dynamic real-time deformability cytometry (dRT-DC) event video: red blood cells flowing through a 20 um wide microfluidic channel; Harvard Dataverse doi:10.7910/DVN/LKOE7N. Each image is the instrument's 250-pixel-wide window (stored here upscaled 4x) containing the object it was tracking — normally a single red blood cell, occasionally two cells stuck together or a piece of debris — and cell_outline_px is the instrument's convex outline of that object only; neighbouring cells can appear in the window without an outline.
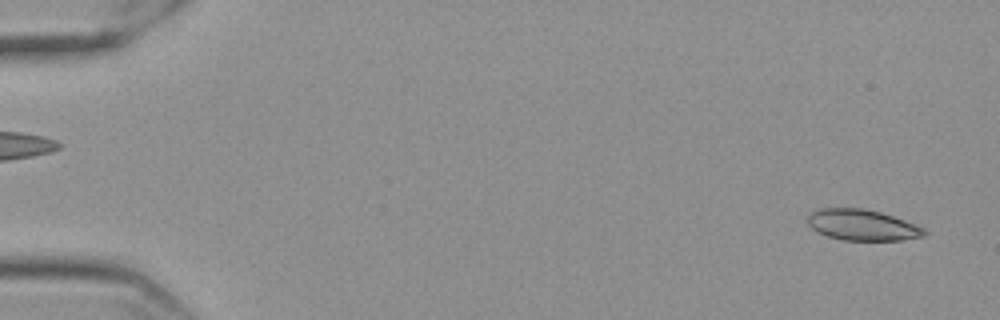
{"species": "Egyptian fruit bat (a non-hibernating species)", "species_latin": "Rousettus aegyptiacus", "temperature_condition": "cold", "stored_images_in_passage": 56, "camera_frame_rate_fps": 3000, "um_per_image_px": 0.085, "frame": {"image": 1, "passage_image": 1, "time_ms": 0.0, "image_size_px": [1000, 320], "cell_outline_px": [[928, 232], [924, 236], [900, 240], [840, 240], [816, 232], [808, 224], [808, 212], [820, 208], [864, 208], [880, 212], [916, 224], [924, 228]], "centroid_in_image_um": [73.27, 19.12], "position_along_channel_um": 11.7, "area_um2": 21.15}}
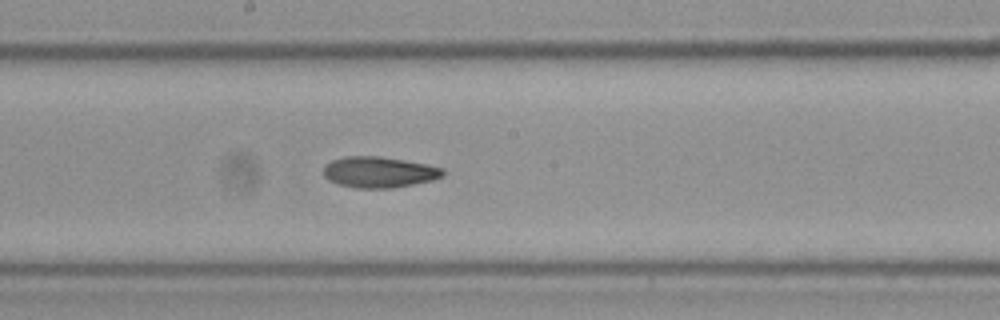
{"frame": {"image": 2, "passage_image": 30, "time_ms": 9.667, "image_size_px": [1000, 320], "cell_outline_px": [[444, 176], [432, 180], [392, 188], [356, 188], [340, 184], [328, 180], [324, 176], [324, 168], [332, 160], [344, 156], [380, 156], [424, 164], [444, 168]], "centroid_in_image_um": [32.22, 14.63], "position_along_channel_um": 216.0, "area_um2": 21.33}}
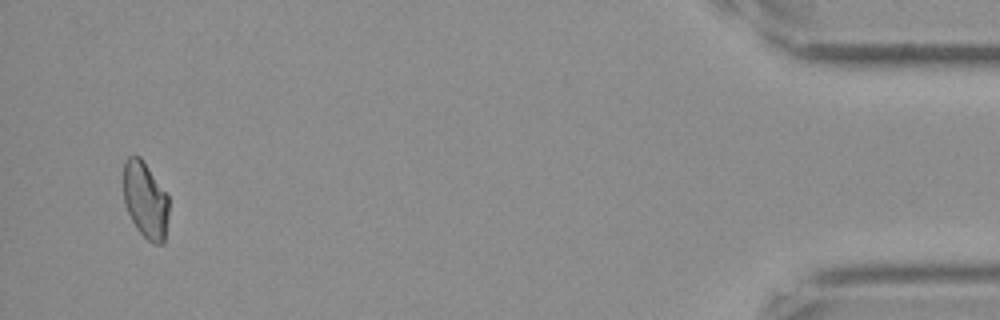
{"frame": {"image": 3, "passage_image": 54, "time_ms": 17.667, "image_size_px": [1000, 320], "cell_outline_px": [[168, 216], [164, 244], [152, 244], [136, 228], [124, 204], [124, 160], [128, 156], [140, 156], [168, 192]], "centroid_in_image_um": [12.38, 16.99], "position_along_channel_um": 422.8, "area_um2": 20.52}, "authors_computed_cell_mechanics": {"area_um2": 21.2704, "velocity_mm_per_s": 3.5359, "shape_relaxation_time_tau1_ms": null, "shape_relaxation_time_tau2_ms": 7.9891, "deformation_change_tau1": null, "deformation_change_tau2": 0.1417}}